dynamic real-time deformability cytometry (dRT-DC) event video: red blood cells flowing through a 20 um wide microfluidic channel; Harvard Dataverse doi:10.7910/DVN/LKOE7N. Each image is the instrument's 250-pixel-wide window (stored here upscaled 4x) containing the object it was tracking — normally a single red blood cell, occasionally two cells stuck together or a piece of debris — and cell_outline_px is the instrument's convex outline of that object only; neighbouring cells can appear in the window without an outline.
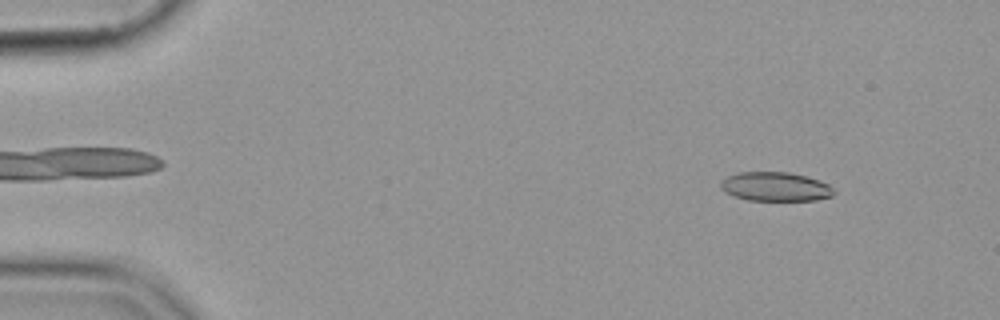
{"species": "common noctule bat (a hibernating species)", "species_latin": "Nyctalus noctula", "temperature_condition": "cold", "stored_images_in_passage": 55, "camera_frame_rate_fps": 3000, "um_per_image_px": 0.085, "animal": {"sex": "female", "body_mass_g": 19.9}, "frame": {"image": 1, "passage_image": 6, "time_ms": 1.667, "image_size_px": [1000, 320], "cell_outline_px": [[836, 192], [832, 196], [816, 200], [748, 200], [732, 196], [724, 192], [720, 188], [720, 180], [728, 176], [740, 172], [788, 172], [820, 180], [828, 184]], "centroid_in_image_um": [65.88, 15.87], "position_along_channel_um": 19.1, "area_um2": 19.25}}
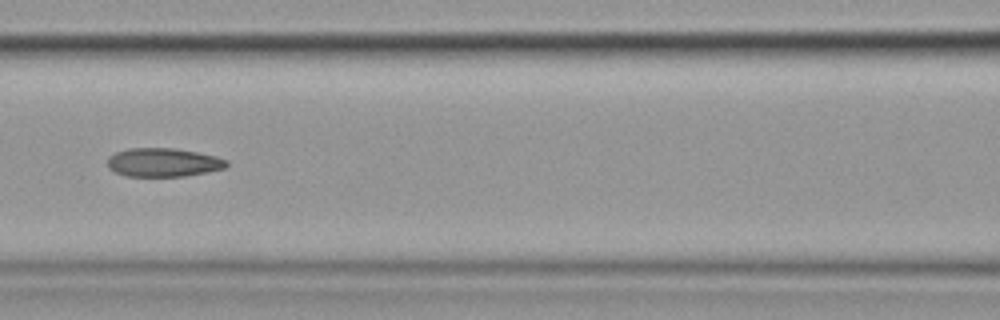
{"frame": {"image": 2, "passage_image": 25, "time_ms": 8.0, "image_size_px": [1000, 320], "cell_outline_px": [[228, 164], [224, 168], [208, 172], [184, 176], [124, 176], [108, 168], [108, 156], [116, 152], [128, 148], [172, 148], [196, 152], [216, 156], [228, 160]], "centroid_in_image_um": [13.87, 13.8], "position_along_channel_um": 152.7, "area_um2": 19.88}}
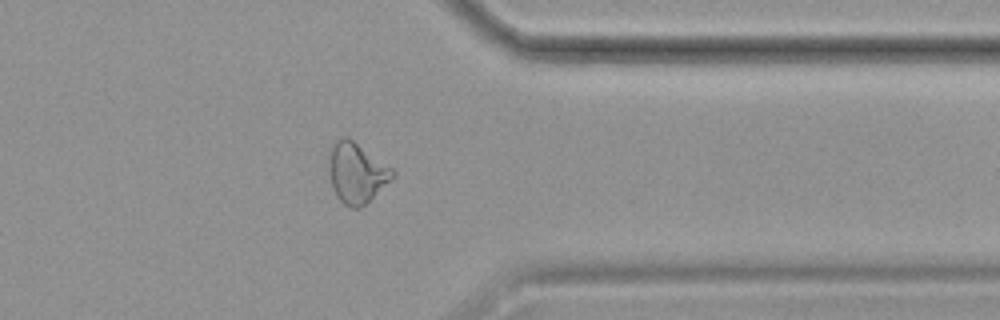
{"frame": {"image": 3, "passage_image": 44, "time_ms": 14.333, "image_size_px": [1000, 320], "cell_outline_px": [[396, 176], [360, 208], [352, 208], [344, 204], [336, 196], [332, 188], [328, 172], [328, 164], [332, 144], [336, 140], [344, 136], [348, 136], [392, 168], [396, 172]], "centroid_in_image_um": [30.3, 14.68], "position_along_channel_um": 381.1, "area_um2": 22.48}}